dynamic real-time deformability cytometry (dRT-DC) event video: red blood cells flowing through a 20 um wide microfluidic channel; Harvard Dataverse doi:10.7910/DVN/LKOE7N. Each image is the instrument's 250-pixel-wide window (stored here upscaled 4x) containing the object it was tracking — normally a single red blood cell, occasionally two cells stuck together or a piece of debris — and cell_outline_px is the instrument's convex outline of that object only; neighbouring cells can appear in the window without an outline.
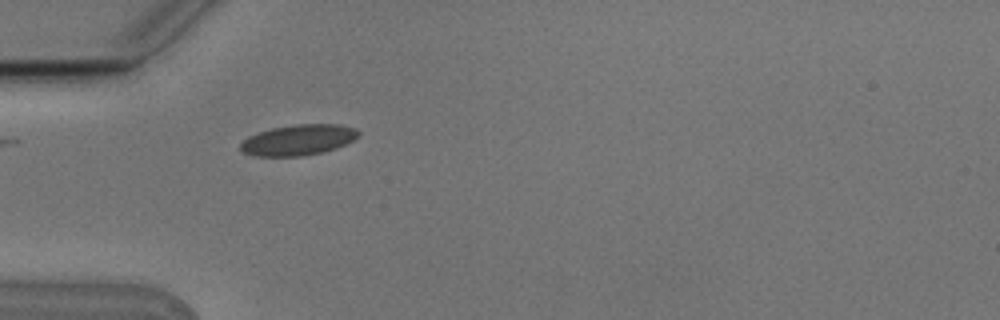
{"species": "Egyptian fruit bat (a non-hibernating species)", "species_latin": "Rousettus aegyptiacus", "temperature_condition": "cold", "stored_images_in_passage": 3, "camera_frame_rate_fps": 3000, "um_per_image_px": 0.085, "animal": {"sex": "male"}, "frame": {"image": 1, "passage_image": 2, "time_ms": 0.333, "image_size_px": [1000, 320], "cell_outline_px": [[360, 136], [336, 148], [324, 152], [304, 156], [256, 156], [244, 152], [240, 148], [240, 144], [248, 136], [272, 128], [296, 124], [340, 124], [356, 128], [360, 132]], "centroid_in_image_um": [25.39, 11.89], "position_along_channel_um": 59.6, "area_um2": 21.1}}